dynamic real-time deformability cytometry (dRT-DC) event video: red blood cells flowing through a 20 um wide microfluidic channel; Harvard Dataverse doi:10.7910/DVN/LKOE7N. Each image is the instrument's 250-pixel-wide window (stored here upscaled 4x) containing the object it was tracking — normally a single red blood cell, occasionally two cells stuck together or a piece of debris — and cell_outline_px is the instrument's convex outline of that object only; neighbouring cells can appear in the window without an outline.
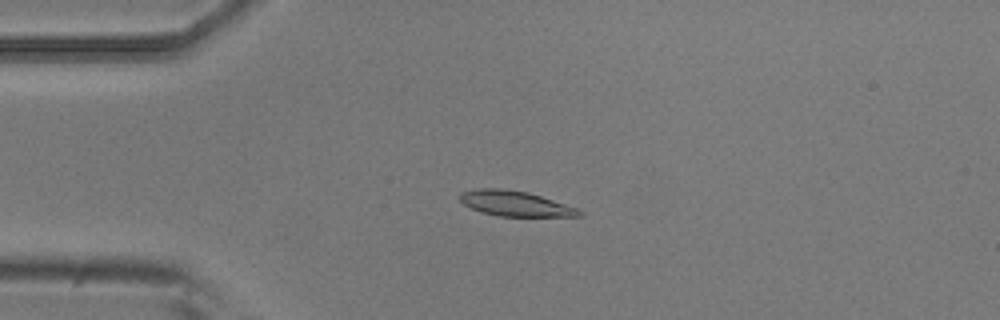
{"species": "common noctule bat (a hibernating species)", "species_latin": "Nyctalus noctula", "temperature_condition": "room temperature", "stored_images_in_passage": 5, "camera_frame_rate_fps": 3000, "um_per_image_px": 0.085, "animal": {"sex": "male", "body_mass_g": 20.5, "forearm_length_mm": 52.5}, "frame": {"image": 1, "passage_image": 4, "time_ms": 1.0, "image_size_px": [1000, 320], "cell_outline_px": [[584, 216], [496, 216], [480, 212], [464, 204], [460, 200], [460, 192], [476, 188], [500, 188], [528, 192], [576, 208], [584, 212]], "centroid_in_image_um": [43.76, 17.3], "position_along_channel_um": 41.2, "area_um2": 17.46}}